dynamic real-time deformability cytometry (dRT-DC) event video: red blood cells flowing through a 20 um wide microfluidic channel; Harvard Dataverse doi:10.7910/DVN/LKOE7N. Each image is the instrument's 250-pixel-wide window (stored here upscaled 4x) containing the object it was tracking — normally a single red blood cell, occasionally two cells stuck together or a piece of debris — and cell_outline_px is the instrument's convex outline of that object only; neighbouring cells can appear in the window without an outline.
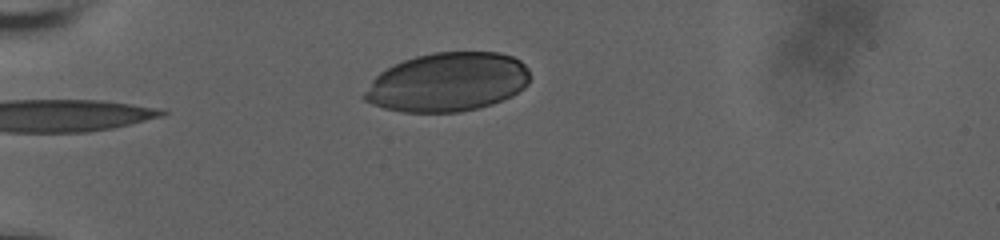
{"species": "human", "species_latin": "Homo sapiens", "temperature_condition": "room temperature", "stored_images_in_passage": 25, "camera_frame_rate_fps": 3000, "um_per_image_px": 0.085, "donor": {"sex": "male"}, "frame": {"image": 1, "passage_image": 1, "time_ms": 0.0, "image_size_px": [1000, 240], "cell_outline_px": [[528, 84], [524, 88], [512, 96], [492, 104], [460, 112], [404, 112], [384, 108], [372, 104], [364, 100], [360, 96], [372, 80], [380, 72], [404, 60], [416, 56], [436, 52], [500, 52], [512, 56], [520, 60], [528, 68]], "centroid_in_image_um": [38.04, 6.98], "position_along_channel_um": 47.0, "area_um2": 56.93}}
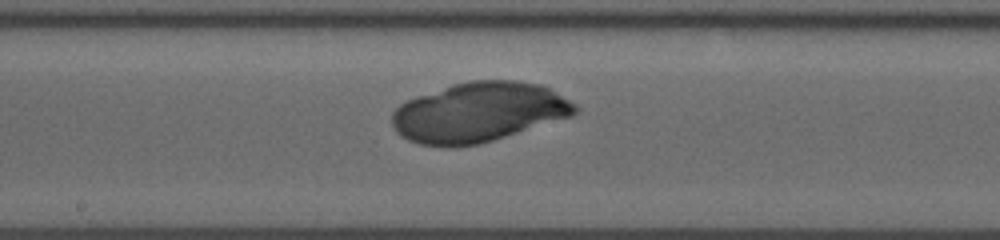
{"frame": {"image": 2, "passage_image": 15, "time_ms": 4.667, "image_size_px": [1000, 240], "cell_outline_px": [[580, 108], [572, 116], [480, 144], [452, 148], [448, 148], [420, 144], [408, 140], [400, 136], [396, 132], [392, 124], [392, 112], [400, 104], [416, 96], [452, 84], [468, 80], [516, 80], [540, 84], [548, 88], [576, 104]], "centroid_in_image_um": [40.66, 9.55], "position_along_channel_um": 207.5, "area_um2": 63.98}}
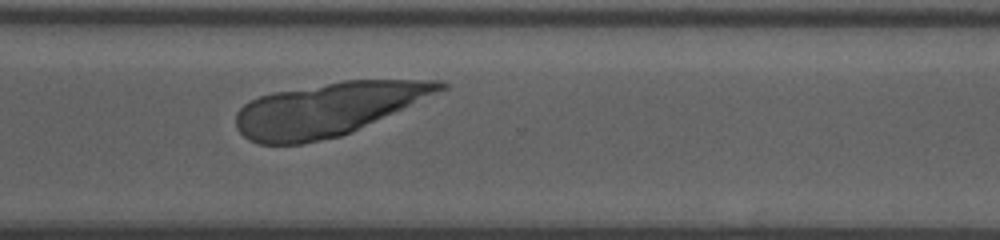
{"frame": {"image": 3, "passage_image": 25, "time_ms": 8.0, "image_size_px": [1000, 240], "cell_outline_px": [[448, 88], [340, 136], [300, 144], [260, 144], [248, 140], [236, 128], [236, 112], [248, 100], [272, 92], [344, 80], [444, 80], [448, 84]], "centroid_in_image_um": [27.82, 9.26], "position_along_channel_um": 342.8, "area_um2": 62.66}}